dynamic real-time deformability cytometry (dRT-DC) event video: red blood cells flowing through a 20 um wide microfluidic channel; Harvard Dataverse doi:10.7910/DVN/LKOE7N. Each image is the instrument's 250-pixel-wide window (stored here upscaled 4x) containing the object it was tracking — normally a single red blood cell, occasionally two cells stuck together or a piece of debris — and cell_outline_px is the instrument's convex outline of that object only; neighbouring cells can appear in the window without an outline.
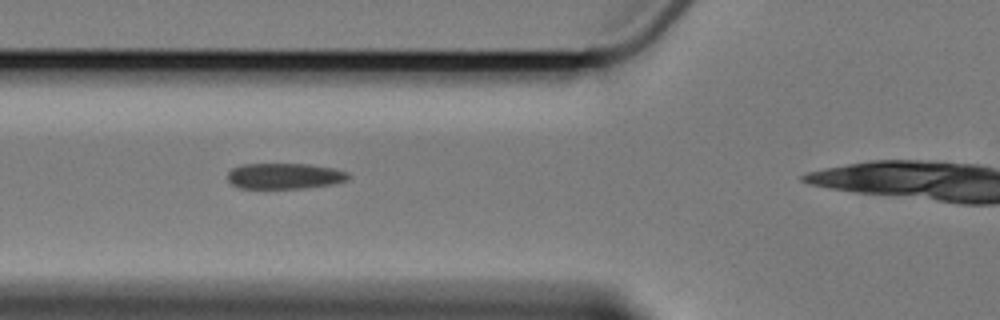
{"species": "Egyptian fruit bat (a non-hibernating species)", "species_latin": "Rousettus aegyptiacus", "temperature_condition": "cold", "stored_images_in_passage": 5, "camera_frame_rate_fps": 3000, "um_per_image_px": 0.085, "animal": {"sex": "female"}, "frame": {"image": 1, "passage_image": 3, "time_ms": 3.0, "image_size_px": [1000, 320], "cell_outline_px": [[352, 176], [348, 180], [336, 184], [304, 188], [240, 188], [232, 184], [228, 180], [228, 172], [232, 168], [244, 164], [308, 164], [336, 168], [348, 172]], "centroid_in_image_um": [24.26, 14.96], "position_along_channel_um": 101.5, "area_um2": 18.38}}
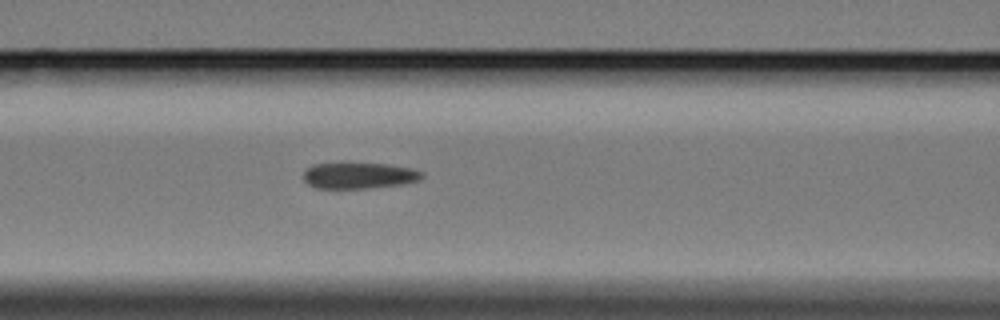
{"frame": {"image": 2, "passage_image": 4, "time_ms": 4.0, "image_size_px": [1000, 320], "cell_outline_px": [[424, 176], [420, 180], [400, 184], [364, 188], [316, 188], [308, 184], [304, 180], [304, 172], [312, 164], [348, 160], [388, 164], [412, 168], [424, 172]], "centroid_in_image_um": [30.49, 14.86], "position_along_channel_um": 136.1, "area_um2": 18.84}}